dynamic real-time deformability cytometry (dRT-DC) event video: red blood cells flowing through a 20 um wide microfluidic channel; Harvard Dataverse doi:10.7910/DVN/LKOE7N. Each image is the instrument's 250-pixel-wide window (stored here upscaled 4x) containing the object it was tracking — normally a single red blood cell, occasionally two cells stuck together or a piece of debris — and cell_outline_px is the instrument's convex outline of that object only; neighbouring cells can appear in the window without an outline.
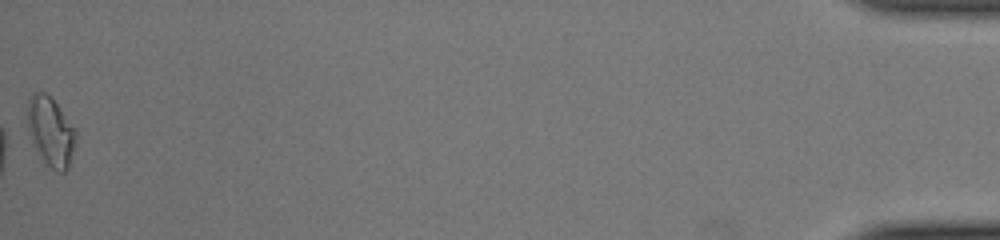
{"species": "common noctule bat (a hibernating species)", "species_latin": "Nyctalus noctula", "temperature_condition": "cold", "stored_images_in_passage": 39, "camera_frame_rate_fps": 3000, "um_per_image_px": 0.085, "animal": {"sex": "female", "body_mass_g": 22.0, "forearm_length_mm": 56.7}, "frame": {"image": 1, "passage_image": 39, "time_ms": 12.667, "image_size_px": [1000, 240], "cell_outline_px": [[76, 136], [68, 168], [64, 172], [60, 172], [44, 164], [32, 144], [28, 128], [28, 96], [32, 92], [44, 92], [56, 104], [76, 128]], "centroid_in_image_um": [4.29, 11.19], "position_along_channel_um": 430.9, "area_um2": 19.42}}